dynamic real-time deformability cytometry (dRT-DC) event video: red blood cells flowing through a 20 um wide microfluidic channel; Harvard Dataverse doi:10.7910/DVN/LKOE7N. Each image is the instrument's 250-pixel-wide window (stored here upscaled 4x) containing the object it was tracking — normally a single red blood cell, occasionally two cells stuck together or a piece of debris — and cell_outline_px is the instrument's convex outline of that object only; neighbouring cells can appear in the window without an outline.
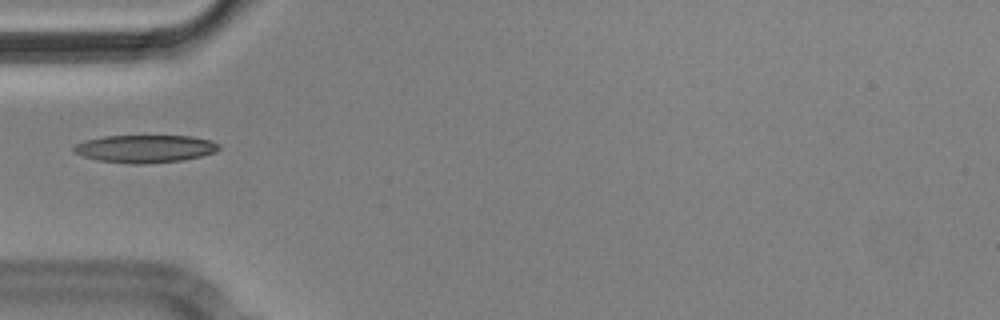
{"species": "Egyptian fruit bat (a non-hibernating species)", "species_latin": "Rousettus aegyptiacus", "temperature_condition": "cold", "stored_images_in_passage": 1, "camera_frame_rate_fps": 3000, "um_per_image_px": 0.085, "animal": {"sex": "male"}, "frame": {"image": 1, "passage_image": 1, "time_ms": 0.0, "image_size_px": [1000, 320], "cell_outline_px": [[220, 148], [216, 152], [184, 160], [144, 164], [132, 164], [100, 160], [80, 156], [72, 152], [72, 148], [76, 144], [84, 140], [104, 136], [192, 136], [212, 140], [220, 144]], "centroid_in_image_um": [12.33, 12.64], "position_along_channel_um": 72.7, "area_um2": 23.64}}